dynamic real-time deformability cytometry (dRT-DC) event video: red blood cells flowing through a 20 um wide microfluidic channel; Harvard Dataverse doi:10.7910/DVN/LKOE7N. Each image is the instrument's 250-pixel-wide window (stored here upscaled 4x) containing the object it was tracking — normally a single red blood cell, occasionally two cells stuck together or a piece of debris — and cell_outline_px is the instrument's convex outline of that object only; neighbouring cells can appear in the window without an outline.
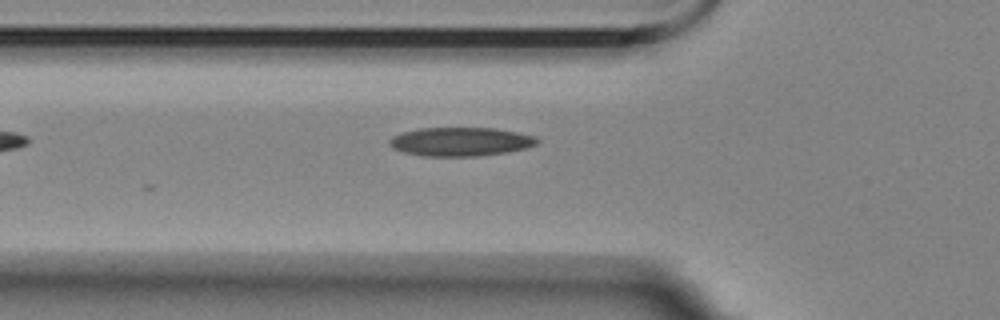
{"species": "Egyptian fruit bat (a non-hibernating species)", "species_latin": "Rousettus aegyptiacus", "temperature_condition": "room temperature", "stored_images_in_passage": 17, "camera_frame_rate_fps": 3000, "um_per_image_px": 0.085, "animal": {"sex": "female"}, "frame": {"image": 1, "passage_image": 3, "time_ms": 0.667, "image_size_px": [1000, 320], "cell_outline_px": [[540, 140], [536, 144], [528, 148], [508, 152], [480, 156], [424, 156], [404, 152], [392, 148], [388, 144], [388, 140], [392, 136], [404, 132], [420, 128], [496, 128], [536, 136]], "centroid_in_image_um": [39.17, 12.04], "position_along_channel_um": 86.6, "area_um2": 24.91}}
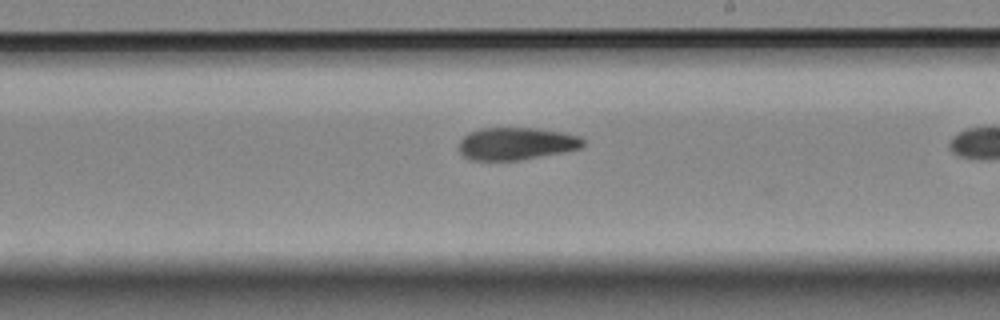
{"frame": {"image": 2, "passage_image": 13, "time_ms": 4.0, "image_size_px": [1000, 320], "cell_outline_px": [[584, 144], [580, 148], [520, 160], [472, 160], [464, 156], [460, 152], [460, 140], [468, 132], [480, 128], [536, 128], [564, 132], [580, 136], [584, 140]], "centroid_in_image_um": [43.87, 12.19], "position_along_channel_um": 245.1, "area_um2": 23.35}}
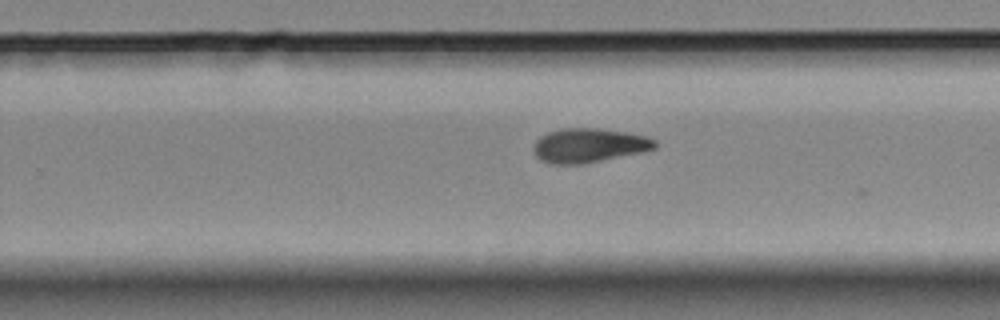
{"frame": {"image": 3, "passage_image": 16, "time_ms": 5.0, "image_size_px": [1000, 320], "cell_outline_px": [[656, 148], [640, 152], [580, 164], [548, 164], [540, 160], [536, 156], [532, 148], [536, 140], [540, 136], [548, 132], [560, 128], [596, 128], [624, 132], [648, 136], [656, 140]], "centroid_in_image_um": [50.01, 12.35], "position_along_channel_um": 279.8, "area_um2": 24.1}}